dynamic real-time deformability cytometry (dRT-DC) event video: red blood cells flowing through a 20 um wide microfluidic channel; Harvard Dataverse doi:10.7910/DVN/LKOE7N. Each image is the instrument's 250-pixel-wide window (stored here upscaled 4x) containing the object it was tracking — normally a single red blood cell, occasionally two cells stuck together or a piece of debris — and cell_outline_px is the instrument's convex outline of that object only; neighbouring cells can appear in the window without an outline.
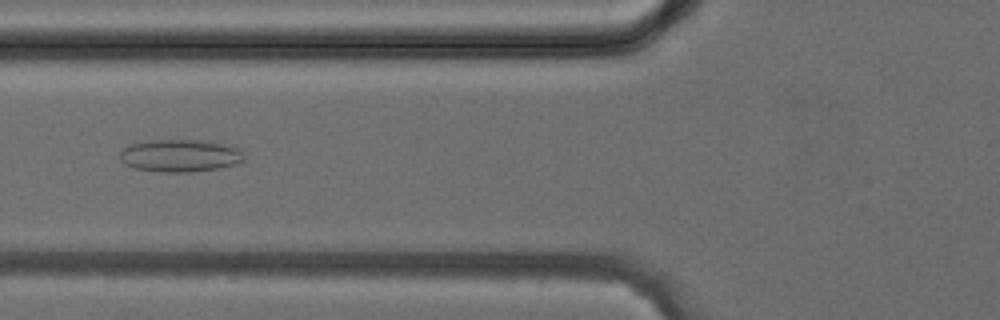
{"species": "common noctule bat (a hibernating species)", "species_latin": "Nyctalus noctula", "temperature_condition": "cold", "stored_images_in_passage": 38, "camera_frame_rate_fps": 3000, "um_per_image_px": 0.085, "animal": {"sex": "female", "body_mass_g": 24.6, "forearm_length_mm": 56.2}, "frame": {"image": 1, "passage_image": 14, "time_ms": 4.333, "image_size_px": [1000, 320], "cell_outline_px": [[244, 160], [236, 164], [216, 168], [192, 172], [160, 172], [136, 168], [124, 164], [120, 160], [120, 152], [128, 144], [148, 140], [200, 140], [224, 144], [236, 148], [244, 156]], "centroid_in_image_um": [15.25, 13.23], "position_along_channel_um": 110.6, "area_um2": 23.41}}
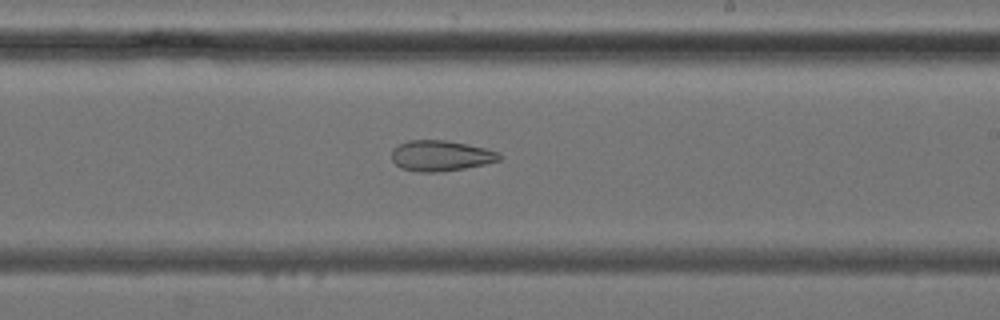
{"frame": {"image": 2, "passage_image": 22, "time_ms": 7.0, "image_size_px": [1000, 320], "cell_outline_px": [[504, 156], [500, 160], [484, 164], [464, 168], [436, 172], [420, 172], [400, 168], [392, 160], [392, 148], [408, 140], [444, 140], [468, 144], [500, 152]], "centroid_in_image_um": [37.47, 13.23], "position_along_channel_um": 251.5, "area_um2": 19.25}}
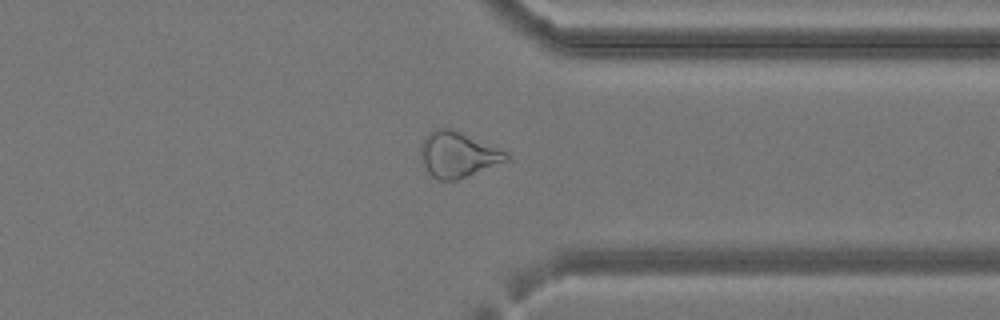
{"frame": {"image": 3, "passage_image": 29, "time_ms": 9.333, "image_size_px": [1000, 320], "cell_outline_px": [[508, 160], [456, 180], [436, 180], [428, 172], [420, 156], [420, 144], [424, 136], [428, 132], [440, 128], [452, 128], [508, 152]], "centroid_in_image_um": [38.87, 13.12], "position_along_channel_um": 372.5, "area_um2": 22.6}}